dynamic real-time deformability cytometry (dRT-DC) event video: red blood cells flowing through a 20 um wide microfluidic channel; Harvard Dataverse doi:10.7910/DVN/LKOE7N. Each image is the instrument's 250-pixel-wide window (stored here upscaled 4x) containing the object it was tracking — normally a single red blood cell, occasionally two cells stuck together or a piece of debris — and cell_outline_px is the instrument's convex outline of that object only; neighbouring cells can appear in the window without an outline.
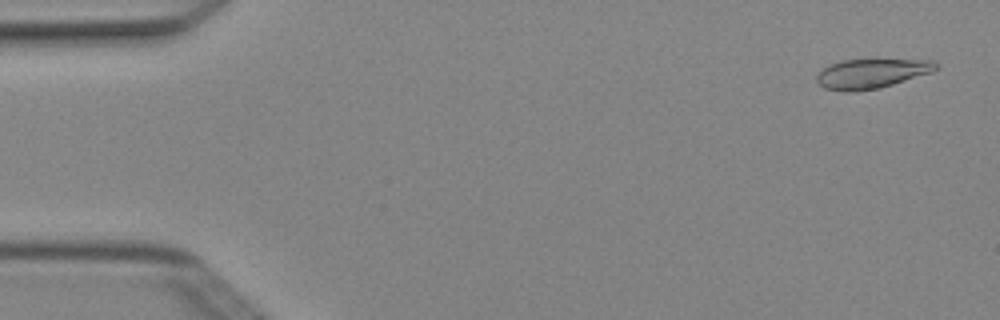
{"species": "Egyptian fruit bat (a non-hibernating species)", "species_latin": "Rousettus aegyptiacus", "temperature_condition": "cold", "stored_images_in_passage": 5, "camera_frame_rate_fps": 3000, "um_per_image_px": 0.085, "animal": {"sex": "female"}, "frame": {"image": 1, "passage_image": 1, "time_ms": 0.0, "image_size_px": [1000, 320], "cell_outline_px": [[940, 68], [932, 72], [880, 88], [852, 92], [844, 92], [824, 88], [816, 80], [816, 76], [828, 64], [840, 60], [932, 60], [940, 64]], "centroid_in_image_um": [74.09, 6.25], "position_along_channel_um": 10.9, "area_um2": 20.58}}
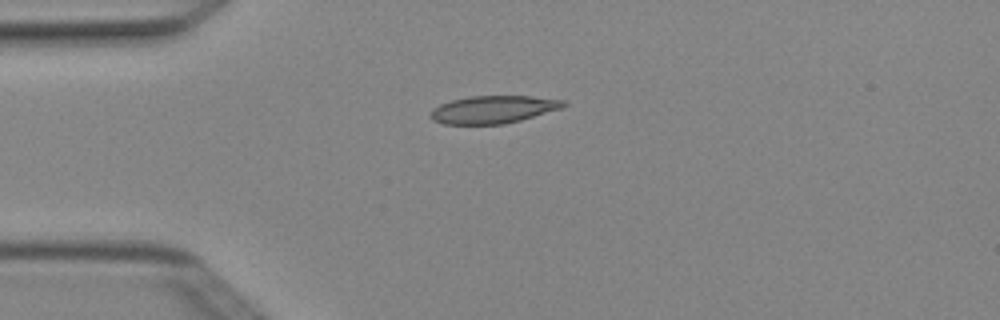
{"frame": {"image": 2, "passage_image": 4, "time_ms": 1.0, "image_size_px": [1000, 320], "cell_outline_px": [[568, 104], [564, 108], [520, 120], [504, 124], [444, 124], [432, 120], [432, 108], [440, 104], [452, 100], [468, 96], [532, 96], [564, 100]], "centroid_in_image_um": [41.97, 9.3], "position_along_channel_um": 43.0, "area_um2": 21.44}}
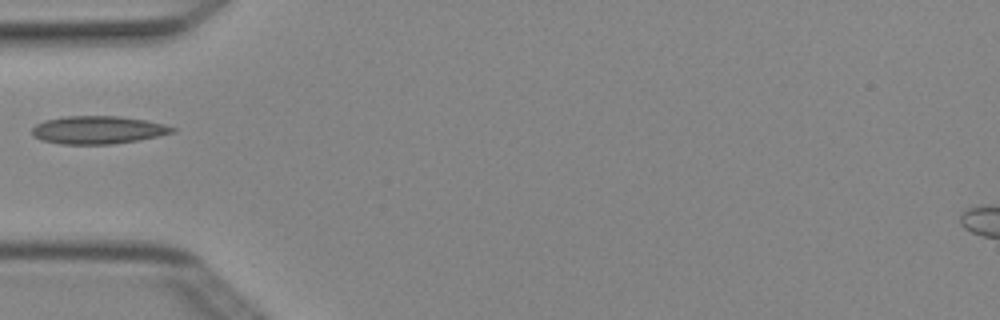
{"frame": {"image": 3, "passage_image": 5, "time_ms": 1.333, "image_size_px": [1000, 320], "cell_outline_px": [[176, 132], [140, 140], [112, 144], [60, 144], [40, 140], [32, 136], [32, 128], [36, 124], [44, 120], [64, 116], [120, 116], [144, 120], [164, 124], [176, 128]], "centroid_in_image_um": [8.31, 11.05], "position_along_channel_um": 76.7, "area_um2": 23.0}}